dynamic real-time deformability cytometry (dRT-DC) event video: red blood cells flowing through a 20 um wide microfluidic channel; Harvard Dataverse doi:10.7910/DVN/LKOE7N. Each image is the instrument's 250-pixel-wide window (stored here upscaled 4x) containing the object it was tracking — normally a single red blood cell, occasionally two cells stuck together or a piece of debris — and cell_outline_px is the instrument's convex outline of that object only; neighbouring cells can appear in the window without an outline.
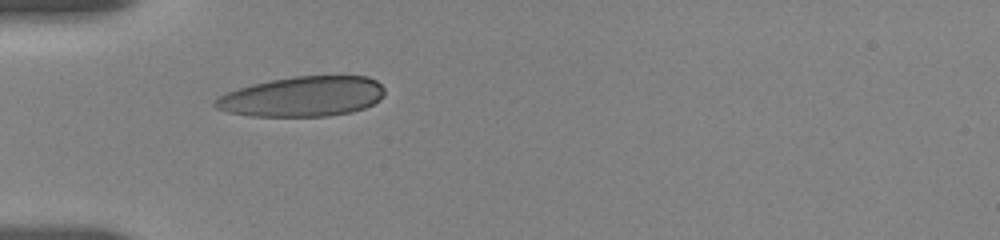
{"species": "human", "species_latin": "Homo sapiens", "temperature_condition": "room temperature", "stored_images_in_passage": 4, "camera_frame_rate_fps": 3000, "um_per_image_px": 0.085, "donor": {"sex": "female"}, "frame": {"image": 1, "passage_image": 1, "time_ms": 0.0, "image_size_px": [1000, 240], "cell_outline_px": [[384, 96], [380, 100], [364, 108], [352, 112], [328, 116], [252, 116], [228, 112], [216, 108], [212, 104], [216, 96], [252, 84], [292, 76], [368, 76], [376, 80], [384, 88]], "centroid_in_image_um": [25.72, 8.21], "position_along_channel_um": 59.3, "area_um2": 39.71}}
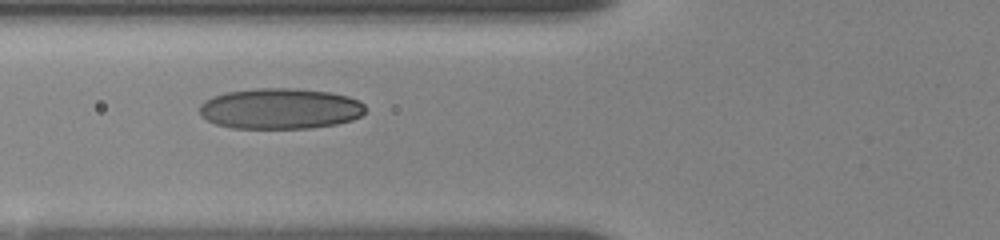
{"frame": {"image": 2, "passage_image": 3, "time_ms": 1.333, "image_size_px": [1000, 240], "cell_outline_px": [[364, 112], [360, 116], [352, 120], [336, 124], [308, 128], [232, 128], [216, 124], [200, 116], [200, 104], [204, 100], [212, 96], [228, 92], [256, 88], [292, 88], [328, 92], [348, 96], [360, 100], [364, 104]], "centroid_in_image_um": [23.8, 9.23], "position_along_channel_um": 102.0, "area_um2": 39.42}}